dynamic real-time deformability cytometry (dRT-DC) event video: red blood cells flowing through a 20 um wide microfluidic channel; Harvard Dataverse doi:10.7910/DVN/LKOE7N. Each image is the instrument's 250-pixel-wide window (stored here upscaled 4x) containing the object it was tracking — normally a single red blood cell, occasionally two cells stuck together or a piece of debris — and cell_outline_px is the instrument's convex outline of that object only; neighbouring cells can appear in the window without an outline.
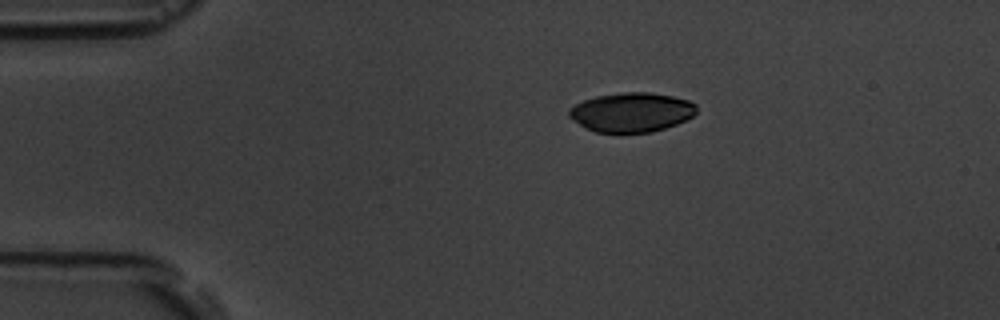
{"species": "common noctule bat (a hibernating species)", "species_latin": "Nyctalus noctula", "temperature_condition": "room temperature", "stored_images_in_passage": 14, "camera_frame_rate_fps": 3000, "um_per_image_px": 0.085, "animal": {"sex": "male", "body_mass_g": 19.5, "forearm_length_mm": 54.6}, "frame": {"image": 1, "passage_image": 1, "time_ms": 0.0, "image_size_px": [1000, 320], "cell_outline_px": [[696, 112], [692, 116], [676, 124], [652, 132], [596, 132], [572, 120], [568, 116], [568, 112], [576, 104], [584, 100], [596, 96], [620, 92], [648, 92], [672, 96], [688, 100], [696, 104]], "centroid_in_image_um": [53.68, 9.53], "position_along_channel_um": 31.3, "area_um2": 28.96}}
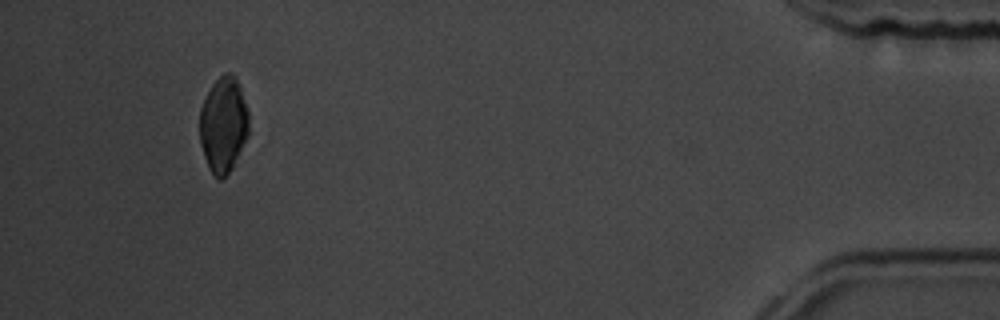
{"frame": {"image": 2, "passage_image": 13, "time_ms": 13.667, "image_size_px": [1000, 320], "cell_outline_px": [[248, 136], [232, 168], [220, 180], [208, 168], [200, 144], [200, 108], [212, 84], [224, 72], [232, 72], [236, 76], [240, 84], [248, 112]], "centroid_in_image_um": [18.99, 10.56], "position_along_channel_um": 416.2, "area_um2": 27.4}}